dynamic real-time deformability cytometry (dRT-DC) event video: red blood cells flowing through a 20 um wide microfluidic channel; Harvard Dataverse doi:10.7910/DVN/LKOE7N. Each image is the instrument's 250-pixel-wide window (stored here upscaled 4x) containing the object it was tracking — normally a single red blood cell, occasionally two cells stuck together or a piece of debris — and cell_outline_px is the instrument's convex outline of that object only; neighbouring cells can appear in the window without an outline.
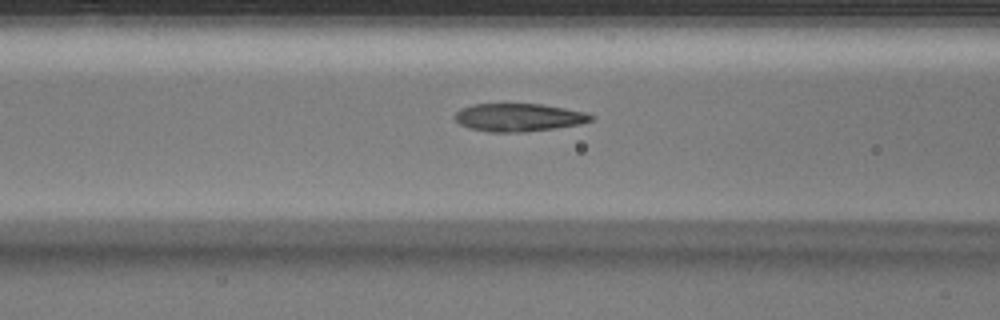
{"species": "Egyptian fruit bat (a non-hibernating species)", "species_latin": "Rousettus aegyptiacus", "temperature_condition": "warm", "stored_images_in_passage": 29, "camera_frame_rate_fps": 3000, "um_per_image_px": 0.085, "animal": {"sex": "male"}, "frame": {"image": 1, "passage_image": 5, "time_ms": 1.333, "image_size_px": [1000, 320], "cell_outline_px": [[596, 116], [592, 120], [580, 124], [524, 132], [492, 132], [468, 128], [460, 124], [452, 116], [460, 108], [472, 104], [544, 104], [584, 112]], "centroid_in_image_um": [44.05, 9.97], "position_along_channel_um": 122.5, "area_um2": 22.2}}
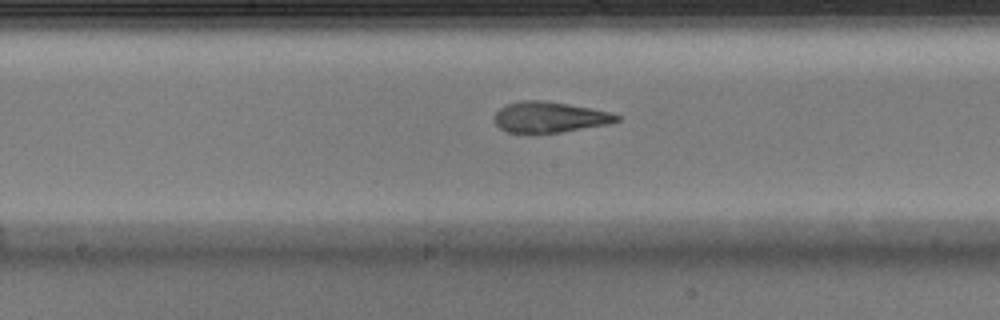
{"frame": {"image": 2, "passage_image": 10, "time_ms": 3.0, "image_size_px": [1000, 320], "cell_outline_px": [[620, 120], [608, 124], [560, 132], [532, 136], [508, 132], [500, 128], [496, 124], [496, 112], [500, 108], [508, 104], [520, 100], [544, 100], [592, 108], [612, 112], [620, 116]], "centroid_in_image_um": [46.71, 9.98], "position_along_channel_um": 201.5, "area_um2": 22.43}}
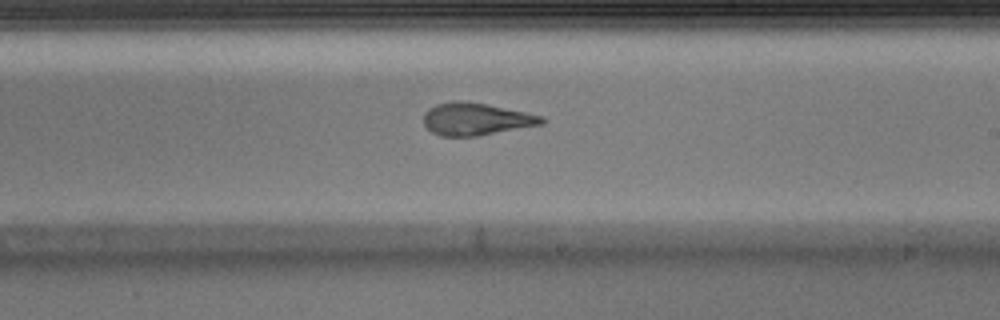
{"frame": {"image": 3, "passage_image": 13, "time_ms": 4.0, "image_size_px": [1000, 320], "cell_outline_px": [[544, 124], [476, 136], [440, 136], [432, 132], [424, 124], [424, 112], [428, 108], [436, 104], [452, 100], [464, 100], [488, 104], [544, 116]], "centroid_in_image_um": [40.44, 10.1], "position_along_channel_um": 248.6, "area_um2": 22.43}}